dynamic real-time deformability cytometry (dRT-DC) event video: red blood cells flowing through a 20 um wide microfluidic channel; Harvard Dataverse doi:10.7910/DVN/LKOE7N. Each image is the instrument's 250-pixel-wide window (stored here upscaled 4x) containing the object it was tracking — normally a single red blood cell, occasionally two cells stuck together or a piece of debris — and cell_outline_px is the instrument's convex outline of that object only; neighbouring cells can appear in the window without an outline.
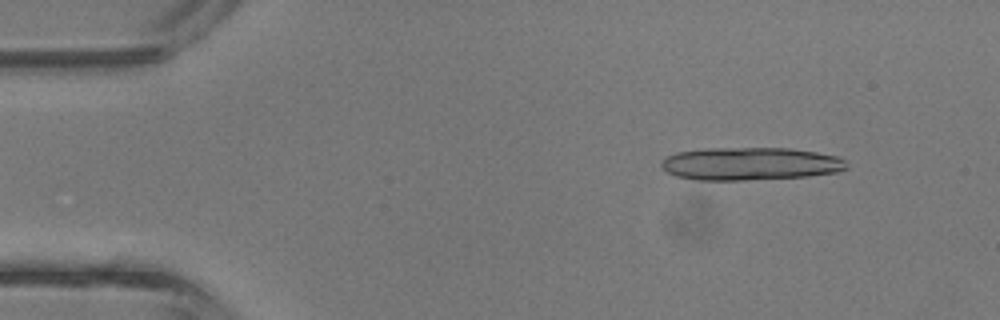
{"species": "common noctule bat (a hibernating species)", "species_latin": "Nyctalus noctula", "temperature_condition": "room temperature", "stored_images_in_passage": 14, "camera_frame_rate_fps": 3000, "um_per_image_px": 0.085, "animal": {"sex": "male", "body_mass_g": 13.3}, "frame": {"image": 1, "passage_image": 5, "time_ms": 1.333, "image_size_px": [1000, 320], "cell_outline_px": [[848, 168], [840, 172], [808, 176], [744, 180], [700, 180], [676, 176], [668, 172], [660, 164], [664, 156], [676, 152], [704, 148], [788, 148], [816, 152], [836, 156], [844, 160]], "centroid_in_image_um": [63.76, 13.91], "position_along_channel_um": 21.2, "area_um2": 35.6}}